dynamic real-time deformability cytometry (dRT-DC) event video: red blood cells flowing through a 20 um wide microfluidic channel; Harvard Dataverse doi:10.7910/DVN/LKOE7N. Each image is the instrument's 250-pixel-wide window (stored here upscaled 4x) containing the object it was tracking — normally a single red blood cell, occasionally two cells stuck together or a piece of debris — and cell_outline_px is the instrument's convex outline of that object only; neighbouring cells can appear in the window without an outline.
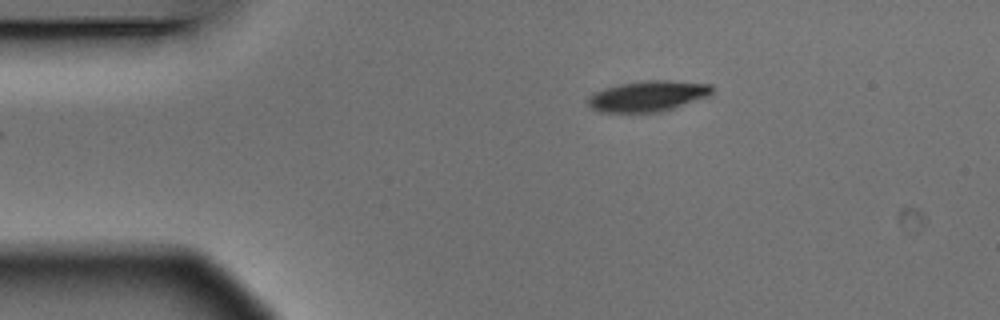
{"species": "Egyptian fruit bat (a non-hibernating species)", "species_latin": "Rousettus aegyptiacus", "temperature_condition": "warm", "stored_images_in_passage": 6, "segment_of_instrument_passage": [2, 2], "camera_frame_rate_fps": 3000, "um_per_image_px": 0.085, "animal": {"sex": "male"}, "frame": {"image": 1, "passage_image": 6, "time_ms": 1.667, "image_size_px": [1000, 320], "cell_outline_px": [[712, 92], [708, 96], [660, 112], [600, 112], [592, 108], [588, 104], [588, 96], [592, 92], [604, 88], [620, 84], [648, 80], [668, 80], [712, 84]], "centroid_in_image_um": [55.03, 8.16], "position_along_channel_um": 30.0, "area_um2": 22.08}}